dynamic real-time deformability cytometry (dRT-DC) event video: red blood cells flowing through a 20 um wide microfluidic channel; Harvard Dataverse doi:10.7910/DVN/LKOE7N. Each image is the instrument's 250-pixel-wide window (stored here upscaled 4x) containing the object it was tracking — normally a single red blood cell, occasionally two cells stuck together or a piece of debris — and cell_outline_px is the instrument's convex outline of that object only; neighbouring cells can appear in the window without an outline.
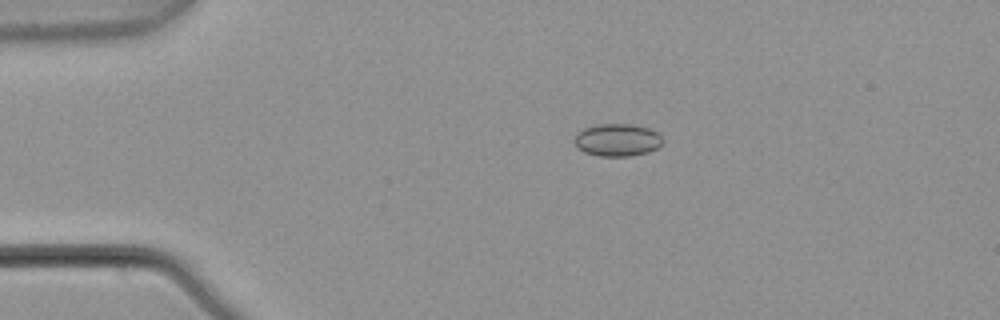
{"species": "common noctule bat (a hibernating species)", "species_latin": "Nyctalus noctula", "temperature_condition": "warm", "stored_images_in_passage": 5, "camera_frame_rate_fps": 3000, "um_per_image_px": 0.085, "animal": {"sex": "male", "body_mass_g": 21.5, "forearm_length_mm": 52.0}, "frame": {"image": 1, "passage_image": 4, "time_ms": 1.0, "image_size_px": [1000, 320], "cell_outline_px": [[664, 140], [656, 148], [648, 152], [628, 156], [600, 156], [584, 152], [576, 148], [572, 140], [576, 132], [584, 128], [596, 124], [632, 124], [648, 128], [656, 132]], "centroid_in_image_um": [52.4, 11.89], "position_along_channel_um": 32.6, "area_um2": 16.88}}